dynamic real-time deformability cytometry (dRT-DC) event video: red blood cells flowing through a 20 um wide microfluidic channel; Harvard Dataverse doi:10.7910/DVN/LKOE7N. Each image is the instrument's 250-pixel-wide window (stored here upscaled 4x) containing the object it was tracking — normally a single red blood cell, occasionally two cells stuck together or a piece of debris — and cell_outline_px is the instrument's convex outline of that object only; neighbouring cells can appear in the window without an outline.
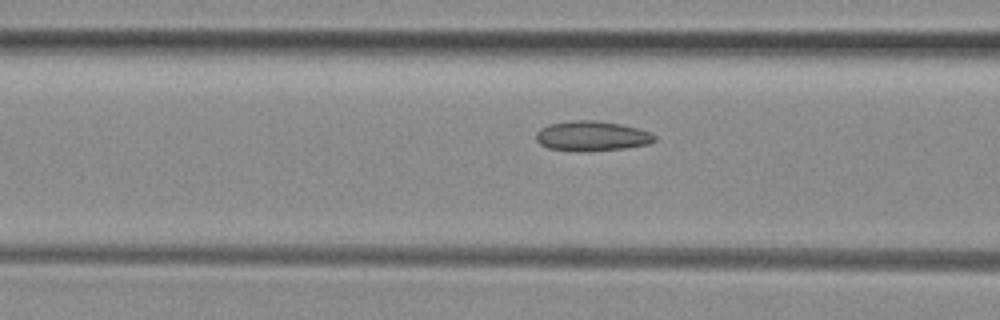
{"species": "common noctule bat (a hibernating species)", "species_latin": "Nyctalus noctula", "temperature_condition": "room temperature", "stored_images_in_passage": 15, "camera_frame_rate_fps": 3000, "um_per_image_px": 0.085, "animal": {"sex": "female", "body_mass_g": 29.2, "forearm_length_mm": 56.3}, "frame": {"image": 1, "passage_image": 13, "time_ms": 4.0, "image_size_px": [1000, 320], "cell_outline_px": [[656, 140], [648, 144], [624, 148], [548, 148], [540, 144], [536, 140], [536, 132], [540, 128], [548, 124], [568, 120], [596, 120], [620, 124], [652, 132], [656, 136]], "centroid_in_image_um": [50.32, 11.49], "position_along_channel_um": 116.3, "area_um2": 19.77}}